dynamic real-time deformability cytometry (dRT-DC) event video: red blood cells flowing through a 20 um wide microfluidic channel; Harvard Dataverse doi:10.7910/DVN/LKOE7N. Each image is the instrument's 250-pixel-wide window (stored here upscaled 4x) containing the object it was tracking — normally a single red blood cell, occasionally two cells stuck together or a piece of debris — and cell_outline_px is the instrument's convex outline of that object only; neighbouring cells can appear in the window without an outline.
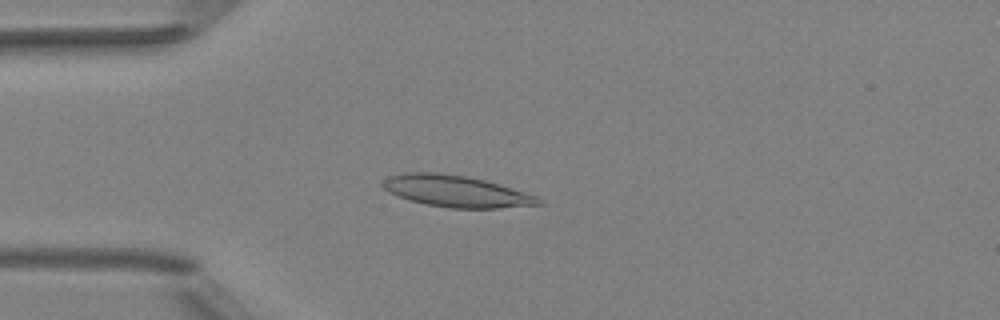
{"species": "Egyptian fruit bat (a non-hibernating species)", "species_latin": "Rousettus aegyptiacus", "temperature_condition": "room temperature", "stored_images_in_passage": 2, "camera_frame_rate_fps": 3000, "um_per_image_px": 0.085, "animal": {"sex": "female"}, "frame": {"image": 1, "passage_image": 2, "time_ms": 2.0, "image_size_px": [1000, 320], "cell_outline_px": [[544, 204], [500, 208], [448, 208], [428, 204], [412, 200], [388, 192], [380, 184], [388, 176], [408, 172], [436, 172], [468, 176], [484, 180], [524, 192], [536, 196], [544, 200]], "centroid_in_image_um": [38.78, 16.25], "position_along_channel_um": 46.2, "area_um2": 28.44}}